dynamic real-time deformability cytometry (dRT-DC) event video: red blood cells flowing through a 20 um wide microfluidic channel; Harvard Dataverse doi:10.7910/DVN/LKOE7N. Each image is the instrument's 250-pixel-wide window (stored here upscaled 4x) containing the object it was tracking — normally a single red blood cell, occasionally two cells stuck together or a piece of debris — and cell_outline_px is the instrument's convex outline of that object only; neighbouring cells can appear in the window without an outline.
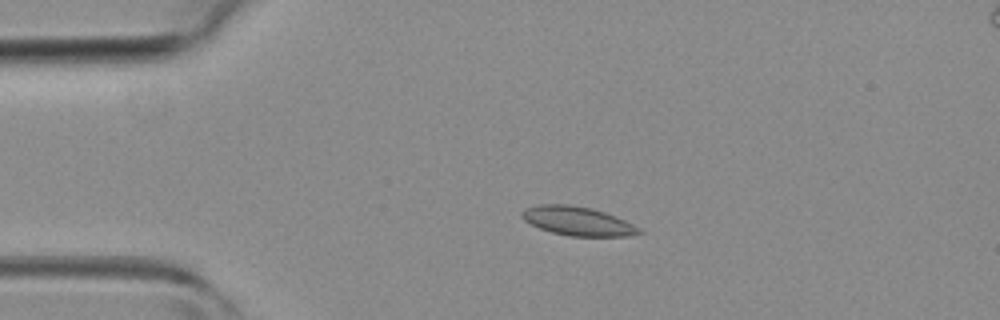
{"species": "common noctule bat (a hibernating species)", "species_latin": "Nyctalus noctula", "temperature_condition": "room temperature", "stored_images_in_passage": 3, "camera_frame_rate_fps": 3000, "um_per_image_px": 0.085, "animal": {"sex": "female", "body_mass_g": 19.3, "forearm_length_mm": 54.1}, "frame": {"image": 1, "passage_image": 2, "time_ms": 1.333, "image_size_px": [1000, 320], "cell_outline_px": [[644, 232], [628, 236], [568, 236], [552, 232], [540, 228], [524, 220], [520, 216], [520, 212], [524, 208], [540, 204], [568, 204], [592, 208], [616, 216], [640, 228]], "centroid_in_image_um": [49.08, 18.78], "position_along_channel_um": 35.9, "area_um2": 19.77}}